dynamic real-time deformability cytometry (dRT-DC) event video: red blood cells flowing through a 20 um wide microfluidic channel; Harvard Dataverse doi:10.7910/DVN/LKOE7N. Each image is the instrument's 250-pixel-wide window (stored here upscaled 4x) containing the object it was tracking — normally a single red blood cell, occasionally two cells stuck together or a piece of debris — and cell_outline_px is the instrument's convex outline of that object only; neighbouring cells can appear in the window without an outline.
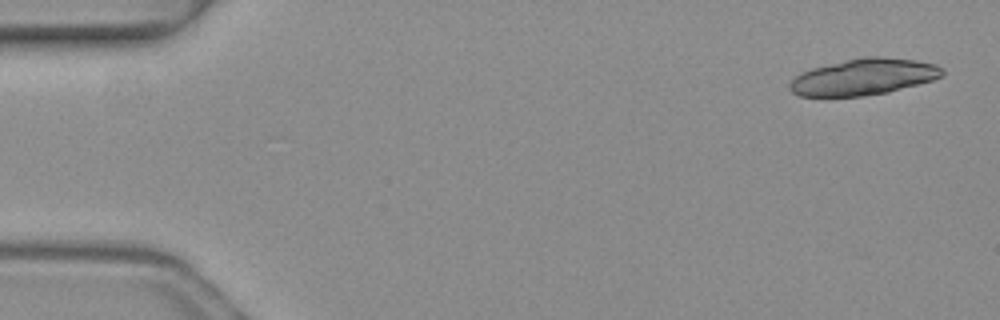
{"species": "common noctule bat (a hibernating species)", "species_latin": "Nyctalus noctula", "temperature_condition": "warm", "stored_images_in_passage": 5, "camera_frame_rate_fps": 3000, "um_per_image_px": 0.085, "animal": {"sex": "female", "body_mass_g": 19.3, "forearm_length_mm": 54.1}, "frame": {"image": 1, "passage_image": 1, "time_ms": 0.0, "image_size_px": [1000, 320], "cell_outline_px": [[944, 76], [932, 80], [888, 92], [860, 96], [800, 96], [792, 92], [788, 88], [788, 84], [796, 76], [812, 68], [864, 56], [884, 56], [916, 60], [936, 64], [944, 72]], "centroid_in_image_um": [73.42, 6.53], "position_along_channel_um": 11.6, "area_um2": 32.14}}